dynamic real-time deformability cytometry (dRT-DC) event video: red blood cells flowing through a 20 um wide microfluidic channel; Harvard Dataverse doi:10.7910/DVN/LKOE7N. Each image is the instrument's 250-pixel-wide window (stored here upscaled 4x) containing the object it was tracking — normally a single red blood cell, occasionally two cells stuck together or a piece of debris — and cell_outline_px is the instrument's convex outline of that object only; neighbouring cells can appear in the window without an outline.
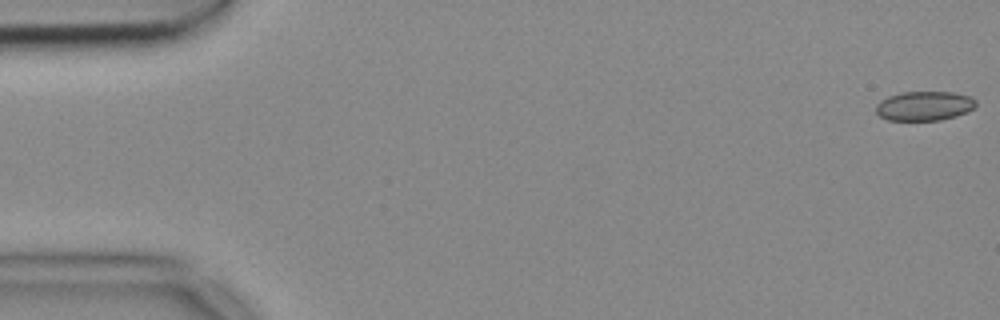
{"species": "common noctule bat (a hibernating species)", "species_latin": "Nyctalus noctula", "temperature_condition": "cold", "stored_images_in_passage": 54, "camera_frame_rate_fps": 3000, "um_per_image_px": 0.085, "animal": {"sex": "female", "body_mass_g": 18.4}, "frame": {"image": 1, "passage_image": 1, "time_ms": 0.0, "image_size_px": [1000, 320], "cell_outline_px": [[976, 108], [968, 112], [956, 116], [940, 120], [888, 120], [880, 116], [876, 112], [876, 104], [880, 100], [888, 96], [900, 92], [952, 92], [968, 96], [976, 100]], "centroid_in_image_um": [78.57, 9.0], "position_along_channel_um": 6.4, "area_um2": 17.22}}
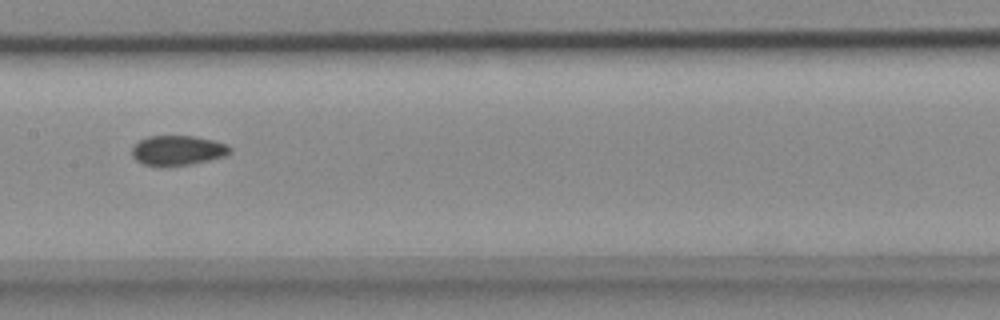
{"frame": {"image": 2, "passage_image": 27, "time_ms": 8.667, "image_size_px": [1000, 320], "cell_outline_px": [[232, 152], [224, 156], [208, 160], [188, 164], [160, 168], [156, 168], [144, 164], [136, 160], [132, 156], [132, 144], [148, 136], [196, 136], [216, 140], [228, 144], [232, 148]], "centroid_in_image_um": [15.09, 12.79], "position_along_channel_um": 192.3, "area_um2": 17.51}}
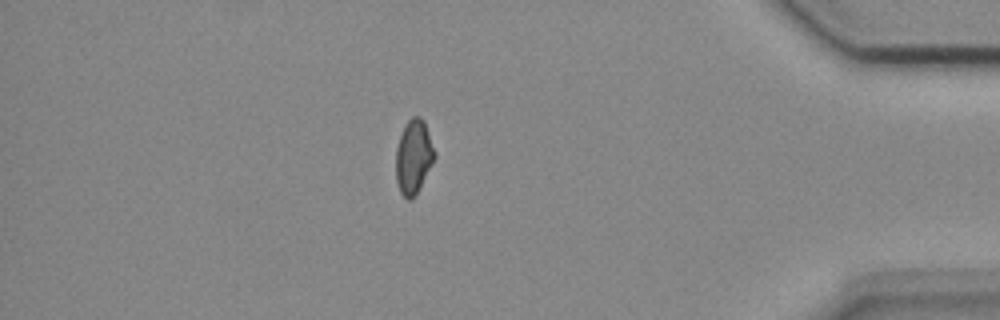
{"frame": {"image": 3, "passage_image": 47, "time_ms": 15.333, "image_size_px": [1000, 320], "cell_outline_px": [[436, 156], [432, 164], [412, 200], [408, 200], [400, 192], [396, 180], [396, 148], [404, 124], [412, 116], [420, 116], [424, 120], [436, 152]], "centroid_in_image_um": [35.15, 13.29], "position_along_channel_um": 400.0, "area_um2": 16.7}, "authors_computed_cell_mechanics": {"area_um2": 17.3111, "velocity_mm_per_s": 3.7247, "shape_relaxation_time_tau1_ms": null, "shape_relaxation_time_tau2_ms": 4.1449, "deformation_change_tau1": null, "deformation_change_tau2": 0.0662}}